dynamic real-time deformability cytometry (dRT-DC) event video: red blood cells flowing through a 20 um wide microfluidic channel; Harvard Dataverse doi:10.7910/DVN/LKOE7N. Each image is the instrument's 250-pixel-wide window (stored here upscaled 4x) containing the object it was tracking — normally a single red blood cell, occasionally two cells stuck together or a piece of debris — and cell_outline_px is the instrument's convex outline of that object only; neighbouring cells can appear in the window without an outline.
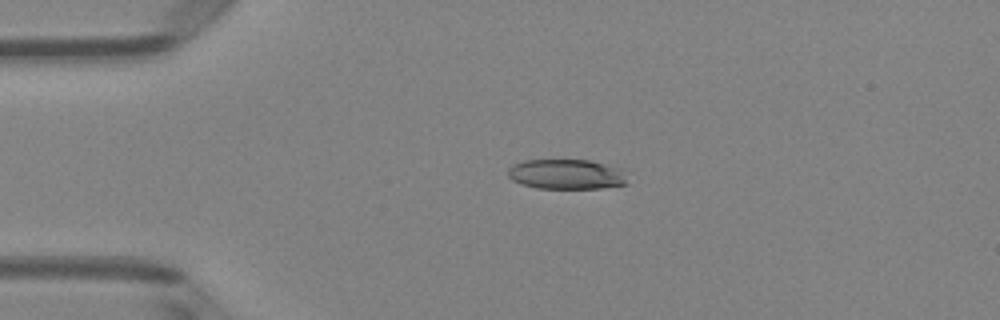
{"species": "Egyptian fruit bat (a non-hibernating species)", "species_latin": "Rousettus aegyptiacus", "temperature_condition": "room temperature", "stored_images_in_passage": 40, "camera_frame_rate_fps": 3000, "um_per_image_px": 0.085, "animal": {"sex": "female"}, "frame": {"image": 1, "passage_image": 1, "time_ms": 0.0, "image_size_px": [1000, 320], "cell_outline_px": [[628, 184], [604, 188], [536, 188], [520, 184], [512, 180], [508, 176], [508, 168], [512, 164], [524, 160], [588, 160], [604, 164], [616, 168]], "centroid_in_image_um": [48.03, 14.82], "position_along_channel_um": 37.0, "area_um2": 20.58}}
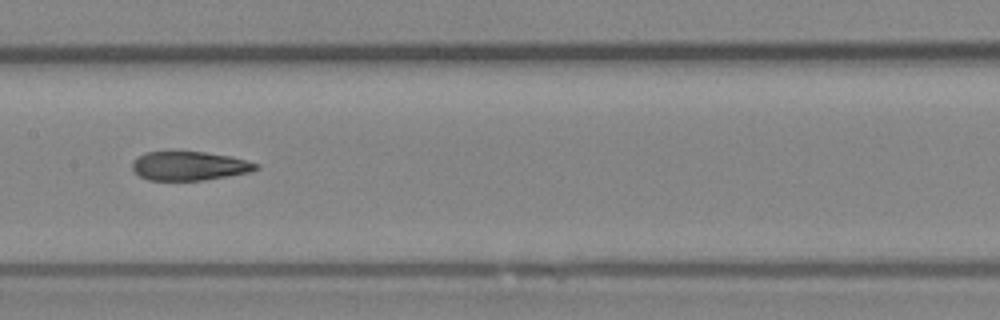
{"frame": {"image": 2, "passage_image": 15, "time_ms": 4.667, "image_size_px": [1000, 320], "cell_outline_px": [[260, 168], [252, 172], [204, 180], [148, 180], [140, 176], [132, 168], [132, 160], [144, 152], [204, 152], [232, 156], [260, 164]], "centroid_in_image_um": [16.13, 14.1], "position_along_channel_um": 191.3, "area_um2": 20.98}}
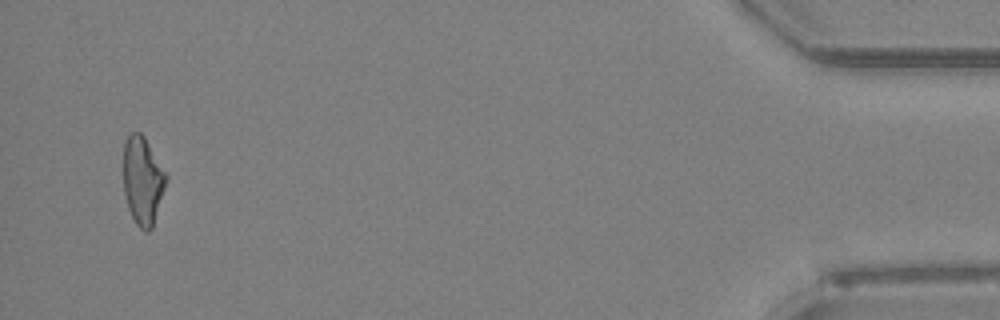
{"frame": {"image": 3, "passage_image": 38, "time_ms": 12.333, "image_size_px": [1000, 320], "cell_outline_px": [[168, 180], [152, 228], [148, 232], [144, 232], [136, 224], [128, 208], [124, 196], [124, 144], [128, 136], [132, 132], [140, 132], [144, 136], [168, 176]], "centroid_in_image_um": [12.14, 15.37], "position_along_channel_um": 423.1, "area_um2": 21.96}, "authors_computed_cell_mechanics": {"area_um2": 21.9351, "velocity_mm_per_s": 4.0792, "shape_relaxation_time_tau1_ms": null, "shape_relaxation_time_tau2_ms": 3.1347, "deformation_change_tau1": null, "deformation_change_tau2": 0.1216}}